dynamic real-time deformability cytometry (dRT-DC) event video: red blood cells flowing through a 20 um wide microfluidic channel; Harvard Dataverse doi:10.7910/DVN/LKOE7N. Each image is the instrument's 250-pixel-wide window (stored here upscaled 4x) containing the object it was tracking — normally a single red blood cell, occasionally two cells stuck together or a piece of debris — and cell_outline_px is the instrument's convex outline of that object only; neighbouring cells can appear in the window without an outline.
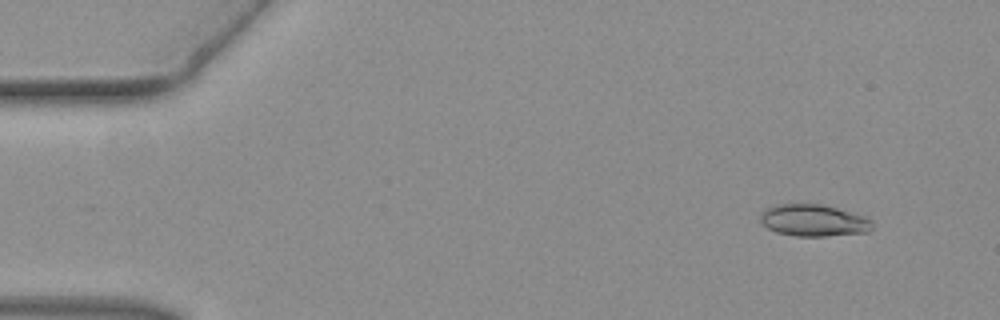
{"species": "common noctule bat (a hibernating species)", "species_latin": "Nyctalus noctula", "temperature_condition": "warm", "stored_images_in_passage": 48, "camera_frame_rate_fps": 3000, "um_per_image_px": 0.085, "animal": {"sex": "female", "body_mass_g": 19.3, "forearm_length_mm": 54.1}, "frame": {"image": 1, "passage_image": 5, "time_ms": 1.333, "image_size_px": [1000, 320], "cell_outline_px": [[872, 228], [868, 232], [824, 236], [796, 236], [776, 232], [768, 228], [760, 220], [760, 212], [776, 204], [820, 204], [836, 208], [864, 216], [872, 220]], "centroid_in_image_um": [69.14, 18.74], "position_along_channel_um": 15.9, "area_um2": 20.63}}
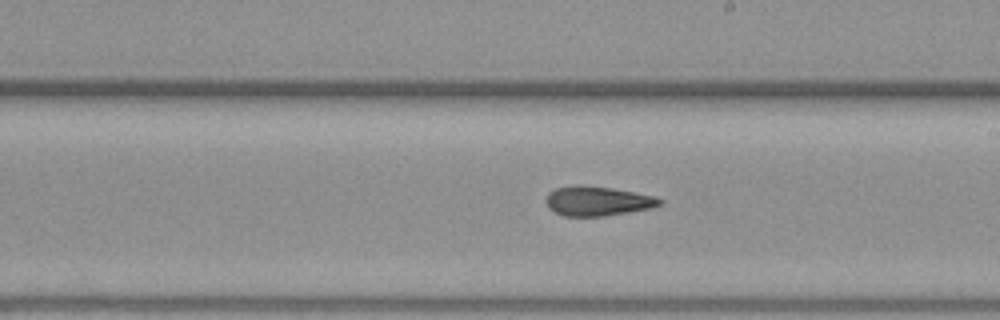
{"frame": {"image": 2, "passage_image": 28, "time_ms": 9.0, "image_size_px": [1000, 320], "cell_outline_px": [[664, 204], [652, 208], [604, 216], [564, 216], [548, 208], [548, 192], [556, 188], [580, 184], [612, 188], [652, 196], [664, 200]], "centroid_in_image_um": [50.82, 17.09], "position_along_channel_um": 238.2, "area_um2": 19.42}}
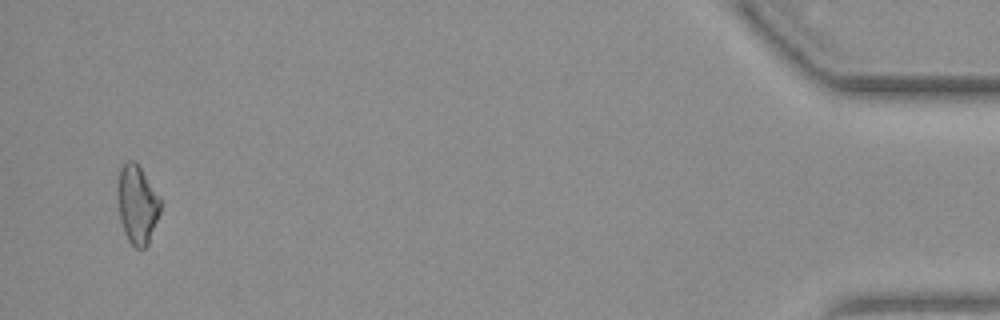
{"frame": {"image": 3, "passage_image": 47, "time_ms": 15.333, "image_size_px": [1000, 320], "cell_outline_px": [[160, 212], [148, 244], [144, 248], [136, 248], [128, 240], [124, 232], [120, 220], [116, 196], [116, 184], [120, 168], [128, 160], [132, 160], [140, 168], [160, 200]], "centroid_in_image_um": [11.61, 17.39], "position_along_channel_um": 423.6, "area_um2": 19.42}}